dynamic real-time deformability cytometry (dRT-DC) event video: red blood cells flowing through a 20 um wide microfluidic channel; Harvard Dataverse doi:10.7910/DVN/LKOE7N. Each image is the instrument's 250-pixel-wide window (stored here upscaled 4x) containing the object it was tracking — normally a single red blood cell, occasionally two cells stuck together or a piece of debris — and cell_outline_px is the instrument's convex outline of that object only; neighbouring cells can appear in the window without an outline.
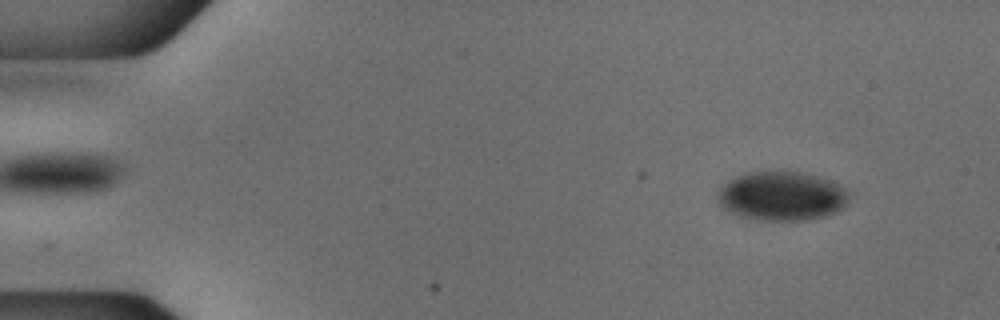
{"species": "common noctule bat (a hibernating species)", "species_latin": "Nyctalus noctula", "temperature_condition": "cold", "stored_images_in_passage": 53, "camera_frame_rate_fps": 3000, "um_per_image_px": 0.085, "animal": {"sex": "male", "body_mass_g": 18.8}, "frame": {"image": 1, "passage_image": 5, "time_ms": 1.333, "image_size_px": [1000, 320], "cell_outline_px": [[852, 192], [844, 208], [836, 212], [824, 216], [804, 220], [756, 220], [740, 216], [724, 208], [716, 200], [716, 192], [728, 180], [736, 176], [748, 172], [800, 172], [816, 176], [828, 180], [848, 188]], "centroid_in_image_um": [66.47, 16.67], "position_along_channel_um": 18.5, "area_um2": 37.8}}
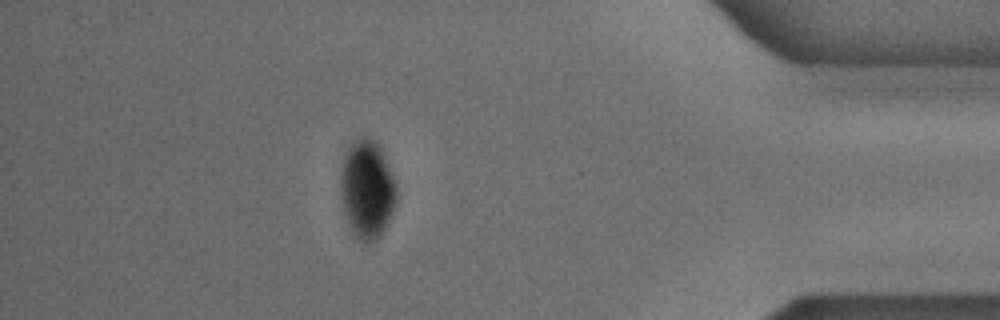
{"frame": {"image": 2, "passage_image": 47, "time_ms": 15.333, "image_size_px": [1000, 320], "cell_outline_px": [[396, 200], [392, 212], [380, 236], [376, 240], [360, 240], [352, 232], [348, 224], [340, 196], [340, 168], [344, 156], [348, 148], [356, 140], [364, 136], [376, 140], [380, 144], [396, 184]], "centroid_in_image_um": [31.18, 16.04], "position_along_channel_um": 404.0, "area_um2": 31.96}}